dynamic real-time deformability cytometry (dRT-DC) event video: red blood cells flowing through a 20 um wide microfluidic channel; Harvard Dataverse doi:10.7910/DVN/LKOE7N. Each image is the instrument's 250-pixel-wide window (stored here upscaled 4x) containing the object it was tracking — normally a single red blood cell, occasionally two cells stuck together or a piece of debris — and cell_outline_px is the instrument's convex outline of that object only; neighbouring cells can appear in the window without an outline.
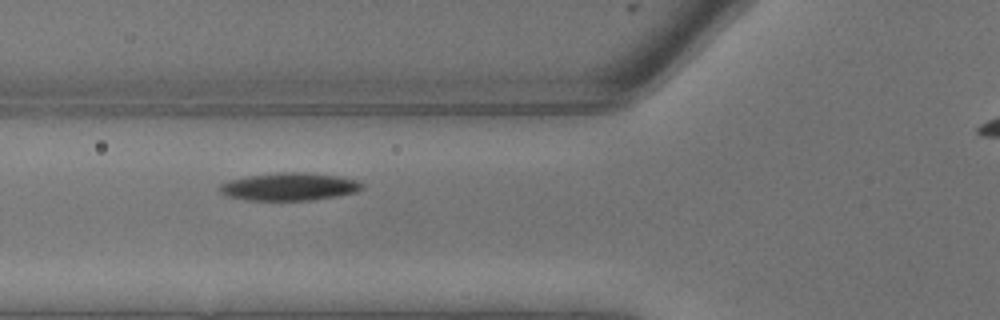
{"species": "common noctule bat (a hibernating species)", "species_latin": "Nyctalus noctula", "temperature_condition": "warm", "stored_images_in_passage": 9, "camera_frame_rate_fps": 3000, "um_per_image_px": 0.085, "animal": {"sex": "male", "body_mass_g": 13.3}, "frame": {"image": 1, "passage_image": 2, "time_ms": 0.333, "image_size_px": [1000, 320], "cell_outline_px": [[364, 188], [356, 192], [336, 196], [312, 200], [248, 200], [228, 196], [220, 192], [220, 184], [228, 180], [248, 176], [276, 172], [300, 172], [340, 176], [356, 180], [364, 184]], "centroid_in_image_um": [24.61, 15.86], "position_along_channel_um": 101.2, "area_um2": 23.0}}